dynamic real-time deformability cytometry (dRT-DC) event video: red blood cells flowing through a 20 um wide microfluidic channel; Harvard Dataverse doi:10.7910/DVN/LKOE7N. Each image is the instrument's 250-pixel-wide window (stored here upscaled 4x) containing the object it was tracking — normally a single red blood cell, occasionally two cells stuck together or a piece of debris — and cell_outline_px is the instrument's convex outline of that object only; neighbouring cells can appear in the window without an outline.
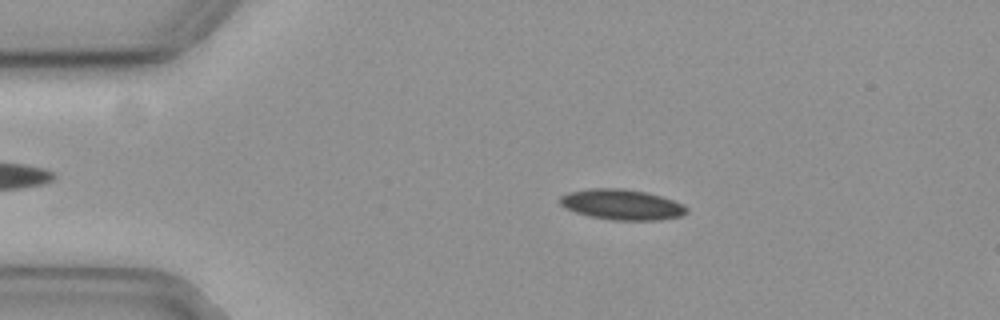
{"species": "common noctule bat (a hibernating species)", "species_latin": "Nyctalus noctula", "temperature_condition": "cold", "stored_images_in_passage": 49, "camera_frame_rate_fps": 3000, "um_per_image_px": 0.085, "animal": {"sex": "female", "body_mass_g": 19.3, "forearm_length_mm": 54.1}, "frame": {"image": 1, "passage_image": 3, "time_ms": 0.667, "image_size_px": [1000, 320], "cell_outline_px": [[688, 212], [680, 216], [660, 220], [612, 220], [588, 216], [576, 212], [560, 204], [560, 196], [568, 192], [588, 188], [624, 188], [648, 192], [684, 204], [688, 208]], "centroid_in_image_um": [52.87, 17.38], "position_along_channel_um": 32.1, "area_um2": 22.6}}
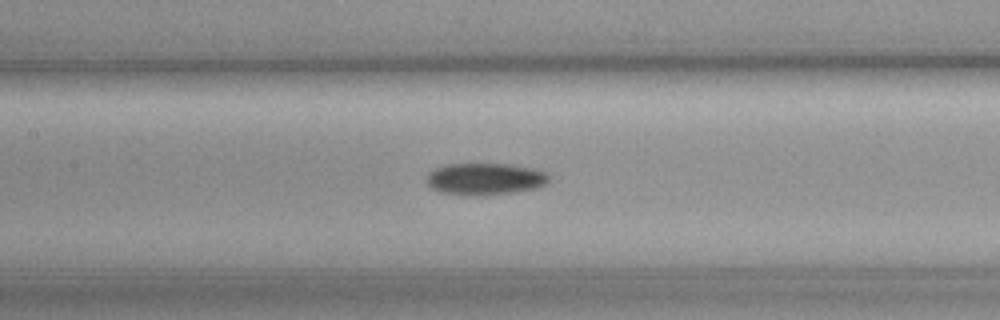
{"frame": {"image": 2, "passage_image": 18, "time_ms": 5.667, "image_size_px": [1000, 320], "cell_outline_px": [[548, 184], [536, 188], [512, 192], [484, 196], [472, 196], [440, 192], [432, 188], [428, 184], [428, 172], [436, 168], [448, 164], [512, 164], [536, 168], [544, 172], [548, 176]], "centroid_in_image_um": [41.25, 15.21], "position_along_channel_um": 166.1, "area_um2": 22.83}}
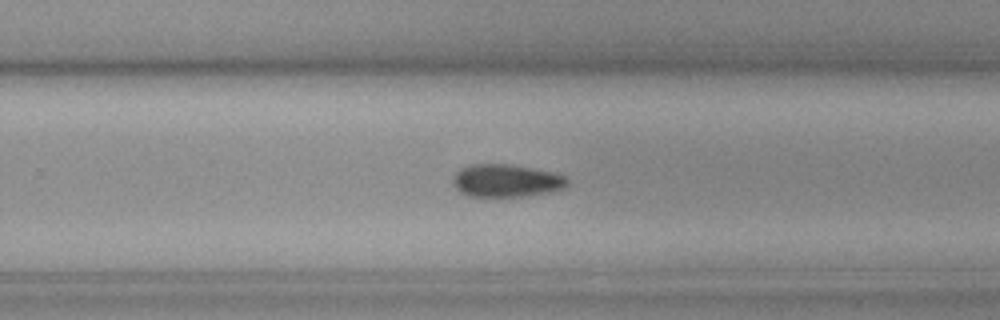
{"frame": {"image": 3, "passage_image": 28, "time_ms": 9.0, "image_size_px": [1000, 320], "cell_outline_px": [[568, 184], [564, 188], [552, 192], [528, 196], [468, 196], [452, 188], [452, 176], [460, 168], [472, 164], [512, 164], [556, 172], [564, 176], [568, 180]], "centroid_in_image_um": [43.02, 15.35], "position_along_channel_um": 286.8, "area_um2": 22.31}}